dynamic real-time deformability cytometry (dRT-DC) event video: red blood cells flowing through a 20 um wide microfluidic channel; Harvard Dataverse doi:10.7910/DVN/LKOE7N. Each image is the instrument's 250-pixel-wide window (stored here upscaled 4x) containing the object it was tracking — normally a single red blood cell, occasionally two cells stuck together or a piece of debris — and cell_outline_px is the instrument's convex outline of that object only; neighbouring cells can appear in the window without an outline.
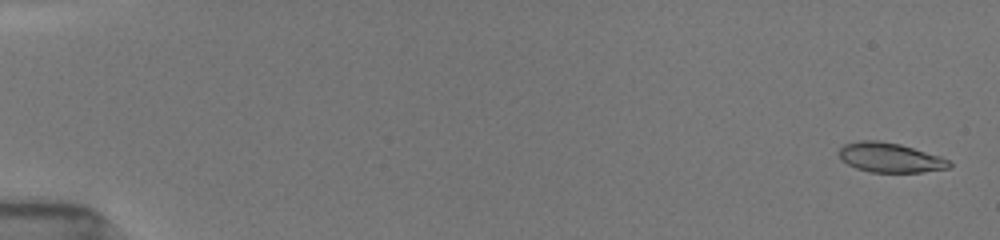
{"species": "common noctule bat (a hibernating species)", "species_latin": "Nyctalus noctula", "temperature_condition": "room temperature", "stored_images_in_passage": 54, "camera_frame_rate_fps": 3000, "um_per_image_px": 0.085, "animal": {"sex": "female", "body_mass_g": 19.5, "forearm_length_mm": 54.1}, "frame": {"image": 1, "passage_image": 2, "time_ms": 0.333, "image_size_px": [1000, 240], "cell_outline_px": [[952, 164], [948, 168], [920, 172], [872, 172], [856, 168], [840, 160], [836, 152], [844, 144], [860, 140], [876, 140], [900, 144], [940, 156], [948, 160]], "centroid_in_image_um": [75.59, 13.39], "position_along_channel_um": 9.4, "area_um2": 19.02}}
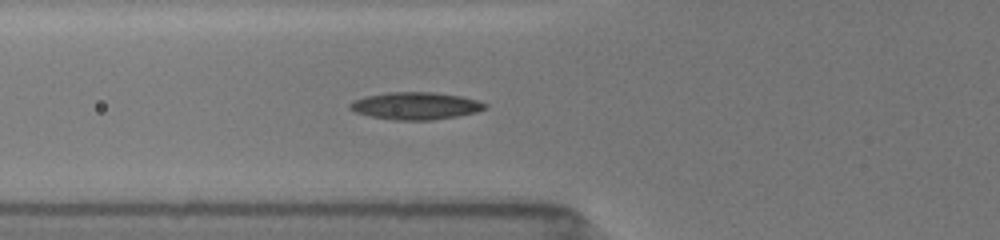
{"frame": {"image": 2, "passage_image": 21, "time_ms": 6.667, "image_size_px": [1000, 240], "cell_outline_px": [[488, 108], [476, 112], [456, 116], [432, 120], [396, 120], [372, 116], [356, 112], [348, 108], [348, 104], [352, 100], [364, 96], [388, 92], [432, 92], [460, 96], [476, 100], [488, 104]], "centroid_in_image_um": [35.31, 8.99], "position_along_channel_um": 90.5, "area_um2": 21.5}}
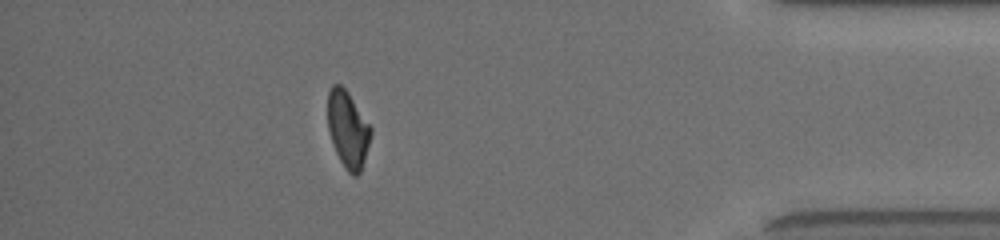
{"frame": {"image": 3, "passage_image": 48, "time_ms": 15.667, "image_size_px": [1000, 240], "cell_outline_px": [[372, 132], [364, 160], [360, 172], [356, 176], [352, 176], [344, 168], [336, 152], [328, 128], [328, 92], [332, 84], [340, 84], [348, 92], [372, 128]], "centroid_in_image_um": [29.57, 10.99], "position_along_channel_um": 405.6, "area_um2": 19.07}, "authors_computed_cell_mechanics": {"area_um2": 19.7098, "velocity_mm_per_s": 3.9173, "shape_relaxation_time_tau1_ms": 6.0037, "shape_relaxation_time_tau2_ms": 8.0154, "deformation_change_tau1": 0.1702, "deformation_change_tau2": 0.1485}}